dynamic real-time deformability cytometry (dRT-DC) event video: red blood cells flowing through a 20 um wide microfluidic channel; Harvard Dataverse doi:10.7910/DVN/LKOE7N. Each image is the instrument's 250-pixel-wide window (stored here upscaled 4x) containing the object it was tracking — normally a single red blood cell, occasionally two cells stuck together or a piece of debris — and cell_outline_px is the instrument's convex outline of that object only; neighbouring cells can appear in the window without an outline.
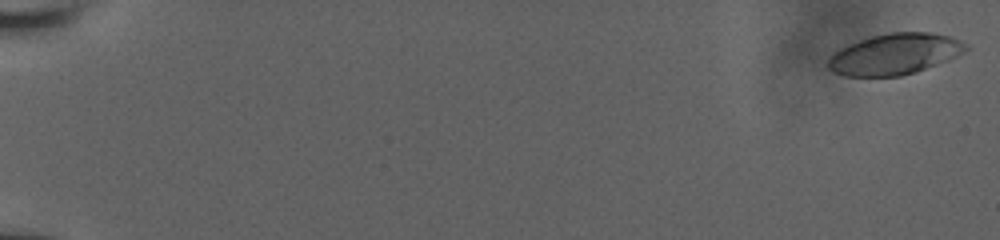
{"species": "human", "species_latin": "Homo sapiens", "temperature_condition": "room temperature", "stored_images_in_passage": 51, "camera_frame_rate_fps": 3000, "um_per_image_px": 0.085, "donor": {"sex": "male"}, "frame": {"image": 1, "passage_image": 1, "time_ms": 0.0, "image_size_px": [1000, 240], "cell_outline_px": [[968, 48], [948, 60], [916, 72], [900, 76], [844, 76], [828, 68], [828, 60], [840, 48], [848, 44], [872, 36], [892, 32], [932, 32], [948, 36], [960, 40]], "centroid_in_image_um": [76.04, 4.6], "position_along_channel_um": 9.0, "area_um2": 32.48}}
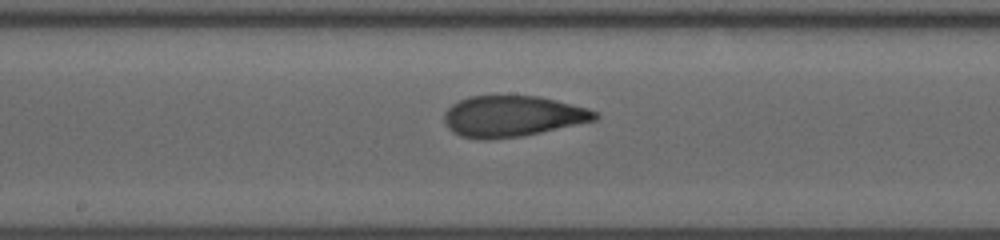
{"frame": {"image": 2, "passage_image": 28, "time_ms": 10.667, "image_size_px": [1000, 240], "cell_outline_px": [[600, 116], [596, 120], [540, 132], [520, 136], [484, 140], [480, 140], [460, 136], [452, 132], [448, 128], [444, 120], [444, 116], [448, 108], [452, 104], [468, 96], [540, 96], [588, 108], [600, 112]], "centroid_in_image_um": [43.56, 9.88], "position_along_channel_um": 204.6, "area_um2": 36.01}}
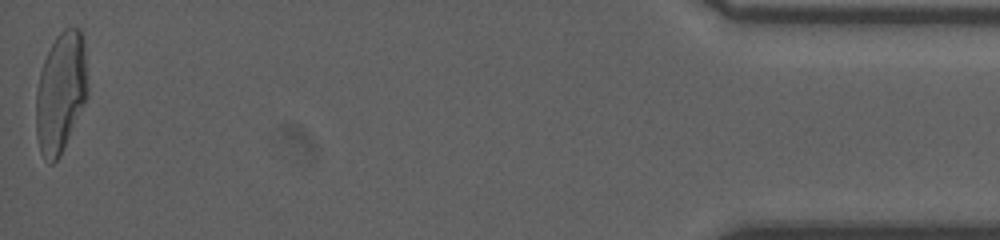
{"frame": {"image": 3, "passage_image": 51, "time_ms": 18.667, "image_size_px": [1000, 240], "cell_outline_px": [[88, 96], [60, 156], [52, 164], [48, 164], [44, 160], [40, 152], [36, 136], [36, 92], [40, 72], [44, 60], [56, 36], [64, 28], [80, 28], [84, 48], [88, 88]], "centroid_in_image_um": [5.15, 7.9], "position_along_channel_um": 430.0, "area_um2": 36.24}, "authors_computed_cell_mechanics": {"area_um2": 35.3736, "velocity_mm_per_s": 3.869, "shape_relaxation_time_tau1_ms": 9.7479, "shape_relaxation_time_tau2_ms": 0.9176, "deformation_change_tau1": 0.3147, "deformation_change_tau2": 0.0715}}